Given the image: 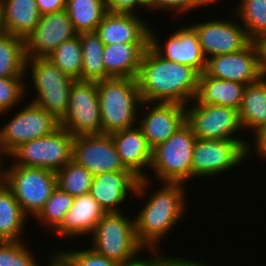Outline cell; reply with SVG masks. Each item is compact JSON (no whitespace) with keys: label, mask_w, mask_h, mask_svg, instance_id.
Masks as SVG:
<instances>
[{"label":"cell","mask_w":266,"mask_h":266,"mask_svg":"<svg viewBox=\"0 0 266 266\" xmlns=\"http://www.w3.org/2000/svg\"><path fill=\"white\" fill-rule=\"evenodd\" d=\"M234 10L252 42L266 38V0H241Z\"/></svg>","instance_id":"4dcf8cb0"},{"label":"cell","mask_w":266,"mask_h":266,"mask_svg":"<svg viewBox=\"0 0 266 266\" xmlns=\"http://www.w3.org/2000/svg\"><path fill=\"white\" fill-rule=\"evenodd\" d=\"M149 43H114L105 45L103 63L106 72L116 78L136 79L141 59Z\"/></svg>","instance_id":"603a6c76"},{"label":"cell","mask_w":266,"mask_h":266,"mask_svg":"<svg viewBox=\"0 0 266 266\" xmlns=\"http://www.w3.org/2000/svg\"><path fill=\"white\" fill-rule=\"evenodd\" d=\"M27 70H30L37 92L31 102L60 121L67 113L69 92L75 80L65 75L49 58H26Z\"/></svg>","instance_id":"8992f818"},{"label":"cell","mask_w":266,"mask_h":266,"mask_svg":"<svg viewBox=\"0 0 266 266\" xmlns=\"http://www.w3.org/2000/svg\"><path fill=\"white\" fill-rule=\"evenodd\" d=\"M36 2L41 16L62 11L66 7V0H36Z\"/></svg>","instance_id":"60d3db41"},{"label":"cell","mask_w":266,"mask_h":266,"mask_svg":"<svg viewBox=\"0 0 266 266\" xmlns=\"http://www.w3.org/2000/svg\"><path fill=\"white\" fill-rule=\"evenodd\" d=\"M74 136L60 126L49 135L19 145L8 157L13 165L59 171L72 160Z\"/></svg>","instance_id":"ba28073f"},{"label":"cell","mask_w":266,"mask_h":266,"mask_svg":"<svg viewBox=\"0 0 266 266\" xmlns=\"http://www.w3.org/2000/svg\"><path fill=\"white\" fill-rule=\"evenodd\" d=\"M60 127V121L33 102L18 111L0 129V148L8 156L19 145L51 134Z\"/></svg>","instance_id":"8fae6325"},{"label":"cell","mask_w":266,"mask_h":266,"mask_svg":"<svg viewBox=\"0 0 266 266\" xmlns=\"http://www.w3.org/2000/svg\"><path fill=\"white\" fill-rule=\"evenodd\" d=\"M24 39L4 33L0 36V77H25Z\"/></svg>","instance_id":"f546056e"},{"label":"cell","mask_w":266,"mask_h":266,"mask_svg":"<svg viewBox=\"0 0 266 266\" xmlns=\"http://www.w3.org/2000/svg\"><path fill=\"white\" fill-rule=\"evenodd\" d=\"M60 126L73 136L102 134L100 103L95 81L75 80L70 88L68 108Z\"/></svg>","instance_id":"30bf717a"},{"label":"cell","mask_w":266,"mask_h":266,"mask_svg":"<svg viewBox=\"0 0 266 266\" xmlns=\"http://www.w3.org/2000/svg\"><path fill=\"white\" fill-rule=\"evenodd\" d=\"M193 101L196 102L195 105H186V123L191 127L196 138L245 140L234 136L236 132L243 130L239 110L201 104L196 98Z\"/></svg>","instance_id":"4fadbf2b"},{"label":"cell","mask_w":266,"mask_h":266,"mask_svg":"<svg viewBox=\"0 0 266 266\" xmlns=\"http://www.w3.org/2000/svg\"><path fill=\"white\" fill-rule=\"evenodd\" d=\"M135 1L139 5V7L140 6L142 8L147 7L149 10H155L156 0H135Z\"/></svg>","instance_id":"f6af8a7d"},{"label":"cell","mask_w":266,"mask_h":266,"mask_svg":"<svg viewBox=\"0 0 266 266\" xmlns=\"http://www.w3.org/2000/svg\"><path fill=\"white\" fill-rule=\"evenodd\" d=\"M239 115L244 130L255 133L266 125V75L245 86Z\"/></svg>","instance_id":"484cf974"},{"label":"cell","mask_w":266,"mask_h":266,"mask_svg":"<svg viewBox=\"0 0 266 266\" xmlns=\"http://www.w3.org/2000/svg\"><path fill=\"white\" fill-rule=\"evenodd\" d=\"M147 178H139L132 171H114L93 176L90 194L106 213H121L118 208L129 192L143 198L150 187Z\"/></svg>","instance_id":"5bb4252c"},{"label":"cell","mask_w":266,"mask_h":266,"mask_svg":"<svg viewBox=\"0 0 266 266\" xmlns=\"http://www.w3.org/2000/svg\"><path fill=\"white\" fill-rule=\"evenodd\" d=\"M107 11L113 13H136L139 6L135 0H104Z\"/></svg>","instance_id":"ab89813d"},{"label":"cell","mask_w":266,"mask_h":266,"mask_svg":"<svg viewBox=\"0 0 266 266\" xmlns=\"http://www.w3.org/2000/svg\"><path fill=\"white\" fill-rule=\"evenodd\" d=\"M26 217L14 194L3 183L0 186V241H21Z\"/></svg>","instance_id":"4316f807"},{"label":"cell","mask_w":266,"mask_h":266,"mask_svg":"<svg viewBox=\"0 0 266 266\" xmlns=\"http://www.w3.org/2000/svg\"><path fill=\"white\" fill-rule=\"evenodd\" d=\"M191 127L185 123L165 142L152 149L151 167L157 180L183 183L192 178V154L196 141Z\"/></svg>","instance_id":"277c9868"},{"label":"cell","mask_w":266,"mask_h":266,"mask_svg":"<svg viewBox=\"0 0 266 266\" xmlns=\"http://www.w3.org/2000/svg\"><path fill=\"white\" fill-rule=\"evenodd\" d=\"M245 140L196 139L192 154V177L220 175L236 167L252 153Z\"/></svg>","instance_id":"9c48e42d"},{"label":"cell","mask_w":266,"mask_h":266,"mask_svg":"<svg viewBox=\"0 0 266 266\" xmlns=\"http://www.w3.org/2000/svg\"><path fill=\"white\" fill-rule=\"evenodd\" d=\"M200 5L196 0H156L155 10L157 9H171L176 13L188 12L192 9L198 8Z\"/></svg>","instance_id":"74e56055"},{"label":"cell","mask_w":266,"mask_h":266,"mask_svg":"<svg viewBox=\"0 0 266 266\" xmlns=\"http://www.w3.org/2000/svg\"><path fill=\"white\" fill-rule=\"evenodd\" d=\"M5 155L3 154V152L1 151V148H0V179H3V173H4V169H3V157H4ZM2 157V158H1Z\"/></svg>","instance_id":"c3c4849f"},{"label":"cell","mask_w":266,"mask_h":266,"mask_svg":"<svg viewBox=\"0 0 266 266\" xmlns=\"http://www.w3.org/2000/svg\"><path fill=\"white\" fill-rule=\"evenodd\" d=\"M0 7L6 32L23 39L41 18L36 0H0Z\"/></svg>","instance_id":"d4e9b609"},{"label":"cell","mask_w":266,"mask_h":266,"mask_svg":"<svg viewBox=\"0 0 266 266\" xmlns=\"http://www.w3.org/2000/svg\"><path fill=\"white\" fill-rule=\"evenodd\" d=\"M65 10L78 34L95 32L108 12L104 0H66Z\"/></svg>","instance_id":"f1b7e54d"},{"label":"cell","mask_w":266,"mask_h":266,"mask_svg":"<svg viewBox=\"0 0 266 266\" xmlns=\"http://www.w3.org/2000/svg\"><path fill=\"white\" fill-rule=\"evenodd\" d=\"M136 80L144 102L189 105L198 93L199 73L190 66L163 59L148 47Z\"/></svg>","instance_id":"6da1fadb"},{"label":"cell","mask_w":266,"mask_h":266,"mask_svg":"<svg viewBox=\"0 0 266 266\" xmlns=\"http://www.w3.org/2000/svg\"><path fill=\"white\" fill-rule=\"evenodd\" d=\"M155 30L149 29V47L163 59L194 68L199 74L206 68V59L199 44L198 34L191 25L174 32L163 47ZM159 40V41H158ZM164 49V50H163Z\"/></svg>","instance_id":"ac0fdd59"},{"label":"cell","mask_w":266,"mask_h":266,"mask_svg":"<svg viewBox=\"0 0 266 266\" xmlns=\"http://www.w3.org/2000/svg\"><path fill=\"white\" fill-rule=\"evenodd\" d=\"M22 241H0V266H39Z\"/></svg>","instance_id":"e575fe53"},{"label":"cell","mask_w":266,"mask_h":266,"mask_svg":"<svg viewBox=\"0 0 266 266\" xmlns=\"http://www.w3.org/2000/svg\"><path fill=\"white\" fill-rule=\"evenodd\" d=\"M48 261V266H74L73 263L59 250L54 251Z\"/></svg>","instance_id":"ee69618b"},{"label":"cell","mask_w":266,"mask_h":266,"mask_svg":"<svg viewBox=\"0 0 266 266\" xmlns=\"http://www.w3.org/2000/svg\"><path fill=\"white\" fill-rule=\"evenodd\" d=\"M148 105L153 108L148 107L150 111L147 109L143 119L137 121L148 145L153 149L186 123V105L142 101L140 106L146 108Z\"/></svg>","instance_id":"d6986e66"},{"label":"cell","mask_w":266,"mask_h":266,"mask_svg":"<svg viewBox=\"0 0 266 266\" xmlns=\"http://www.w3.org/2000/svg\"><path fill=\"white\" fill-rule=\"evenodd\" d=\"M72 160L92 175L128 170L121 161L109 134L74 136Z\"/></svg>","instance_id":"9a60e30c"},{"label":"cell","mask_w":266,"mask_h":266,"mask_svg":"<svg viewBox=\"0 0 266 266\" xmlns=\"http://www.w3.org/2000/svg\"><path fill=\"white\" fill-rule=\"evenodd\" d=\"M74 198L57 186L35 219L42 225L49 226V229L54 232L63 222L65 214L73 205Z\"/></svg>","instance_id":"836d02e7"},{"label":"cell","mask_w":266,"mask_h":266,"mask_svg":"<svg viewBox=\"0 0 266 266\" xmlns=\"http://www.w3.org/2000/svg\"><path fill=\"white\" fill-rule=\"evenodd\" d=\"M82 47V81H100L112 78L104 67V43L96 32L79 33Z\"/></svg>","instance_id":"83f0119b"},{"label":"cell","mask_w":266,"mask_h":266,"mask_svg":"<svg viewBox=\"0 0 266 266\" xmlns=\"http://www.w3.org/2000/svg\"><path fill=\"white\" fill-rule=\"evenodd\" d=\"M78 35L66 10L42 15L24 38L26 58H47L61 43Z\"/></svg>","instance_id":"2e32d148"},{"label":"cell","mask_w":266,"mask_h":266,"mask_svg":"<svg viewBox=\"0 0 266 266\" xmlns=\"http://www.w3.org/2000/svg\"><path fill=\"white\" fill-rule=\"evenodd\" d=\"M110 135L124 166L139 178H149L144 168L151 167L152 148L148 145L142 129L134 126Z\"/></svg>","instance_id":"7402d4cb"},{"label":"cell","mask_w":266,"mask_h":266,"mask_svg":"<svg viewBox=\"0 0 266 266\" xmlns=\"http://www.w3.org/2000/svg\"><path fill=\"white\" fill-rule=\"evenodd\" d=\"M23 80L25 77H0V114L11 111L25 96Z\"/></svg>","instance_id":"d590c367"},{"label":"cell","mask_w":266,"mask_h":266,"mask_svg":"<svg viewBox=\"0 0 266 266\" xmlns=\"http://www.w3.org/2000/svg\"><path fill=\"white\" fill-rule=\"evenodd\" d=\"M61 252L73 263L74 266H120L119 263L96 253L92 248L85 250H70Z\"/></svg>","instance_id":"8d00e7d4"},{"label":"cell","mask_w":266,"mask_h":266,"mask_svg":"<svg viewBox=\"0 0 266 266\" xmlns=\"http://www.w3.org/2000/svg\"><path fill=\"white\" fill-rule=\"evenodd\" d=\"M47 58L65 75L82 81V47L79 34L61 43Z\"/></svg>","instance_id":"1f68e13d"},{"label":"cell","mask_w":266,"mask_h":266,"mask_svg":"<svg viewBox=\"0 0 266 266\" xmlns=\"http://www.w3.org/2000/svg\"><path fill=\"white\" fill-rule=\"evenodd\" d=\"M245 86L239 82L209 77L203 72L199 74L196 99L201 104L240 110Z\"/></svg>","instance_id":"cb8c5ba5"},{"label":"cell","mask_w":266,"mask_h":266,"mask_svg":"<svg viewBox=\"0 0 266 266\" xmlns=\"http://www.w3.org/2000/svg\"><path fill=\"white\" fill-rule=\"evenodd\" d=\"M102 133L132 128L137 125L141 96L133 78H109L97 81Z\"/></svg>","instance_id":"3957f363"},{"label":"cell","mask_w":266,"mask_h":266,"mask_svg":"<svg viewBox=\"0 0 266 266\" xmlns=\"http://www.w3.org/2000/svg\"><path fill=\"white\" fill-rule=\"evenodd\" d=\"M4 33H6V29L4 26V21H3V17H2V10L0 7V36L3 35Z\"/></svg>","instance_id":"7dc6e473"},{"label":"cell","mask_w":266,"mask_h":266,"mask_svg":"<svg viewBox=\"0 0 266 266\" xmlns=\"http://www.w3.org/2000/svg\"><path fill=\"white\" fill-rule=\"evenodd\" d=\"M153 194L135 216L136 237L144 248H158L186 211L183 183L163 182Z\"/></svg>","instance_id":"7a4b0ae2"},{"label":"cell","mask_w":266,"mask_h":266,"mask_svg":"<svg viewBox=\"0 0 266 266\" xmlns=\"http://www.w3.org/2000/svg\"><path fill=\"white\" fill-rule=\"evenodd\" d=\"M57 186L71 196H80L90 193L93 175L85 167L75 161H69L56 172Z\"/></svg>","instance_id":"d6a6232c"},{"label":"cell","mask_w":266,"mask_h":266,"mask_svg":"<svg viewBox=\"0 0 266 266\" xmlns=\"http://www.w3.org/2000/svg\"><path fill=\"white\" fill-rule=\"evenodd\" d=\"M254 136L256 139V154H258V156L260 155V157L266 158V125L255 132Z\"/></svg>","instance_id":"7bdbcfd3"},{"label":"cell","mask_w":266,"mask_h":266,"mask_svg":"<svg viewBox=\"0 0 266 266\" xmlns=\"http://www.w3.org/2000/svg\"><path fill=\"white\" fill-rule=\"evenodd\" d=\"M217 0H196V2L200 5V6H206L210 3H213L216 2Z\"/></svg>","instance_id":"681fc988"},{"label":"cell","mask_w":266,"mask_h":266,"mask_svg":"<svg viewBox=\"0 0 266 266\" xmlns=\"http://www.w3.org/2000/svg\"><path fill=\"white\" fill-rule=\"evenodd\" d=\"M204 73L209 77L245 85L258 82L266 75L261 44L251 42L243 50L208 58Z\"/></svg>","instance_id":"7c38bea8"},{"label":"cell","mask_w":266,"mask_h":266,"mask_svg":"<svg viewBox=\"0 0 266 266\" xmlns=\"http://www.w3.org/2000/svg\"><path fill=\"white\" fill-rule=\"evenodd\" d=\"M262 47L263 67L266 72V38L260 42Z\"/></svg>","instance_id":"bcb514c9"},{"label":"cell","mask_w":266,"mask_h":266,"mask_svg":"<svg viewBox=\"0 0 266 266\" xmlns=\"http://www.w3.org/2000/svg\"><path fill=\"white\" fill-rule=\"evenodd\" d=\"M3 183L14 194L22 212L35 217L57 187L56 172L13 165L4 169Z\"/></svg>","instance_id":"5b68a950"},{"label":"cell","mask_w":266,"mask_h":266,"mask_svg":"<svg viewBox=\"0 0 266 266\" xmlns=\"http://www.w3.org/2000/svg\"><path fill=\"white\" fill-rule=\"evenodd\" d=\"M91 236V248L119 264L147 249L136 237L135 218H126L122 212L106 213L97 223Z\"/></svg>","instance_id":"52a82bcc"},{"label":"cell","mask_w":266,"mask_h":266,"mask_svg":"<svg viewBox=\"0 0 266 266\" xmlns=\"http://www.w3.org/2000/svg\"><path fill=\"white\" fill-rule=\"evenodd\" d=\"M3 184V179H0V186Z\"/></svg>","instance_id":"f907efd6"},{"label":"cell","mask_w":266,"mask_h":266,"mask_svg":"<svg viewBox=\"0 0 266 266\" xmlns=\"http://www.w3.org/2000/svg\"><path fill=\"white\" fill-rule=\"evenodd\" d=\"M153 253V256L149 259L141 258L137 254L130 259H127L125 262L120 264V266H163V254L162 256L156 254L158 249L156 248H148V251ZM139 257V258H137Z\"/></svg>","instance_id":"f35d334b"},{"label":"cell","mask_w":266,"mask_h":266,"mask_svg":"<svg viewBox=\"0 0 266 266\" xmlns=\"http://www.w3.org/2000/svg\"><path fill=\"white\" fill-rule=\"evenodd\" d=\"M191 26L198 34L199 44L206 60L216 55L243 50L252 42L244 27L234 20L218 19Z\"/></svg>","instance_id":"e0dca14e"},{"label":"cell","mask_w":266,"mask_h":266,"mask_svg":"<svg viewBox=\"0 0 266 266\" xmlns=\"http://www.w3.org/2000/svg\"><path fill=\"white\" fill-rule=\"evenodd\" d=\"M163 266H207L206 264L199 262L198 260H187V258H179V257H168L163 255Z\"/></svg>","instance_id":"b9f144b4"},{"label":"cell","mask_w":266,"mask_h":266,"mask_svg":"<svg viewBox=\"0 0 266 266\" xmlns=\"http://www.w3.org/2000/svg\"><path fill=\"white\" fill-rule=\"evenodd\" d=\"M105 214V210L90 193L76 196L63 222L53 233L71 240L85 234L90 235Z\"/></svg>","instance_id":"44dd1931"},{"label":"cell","mask_w":266,"mask_h":266,"mask_svg":"<svg viewBox=\"0 0 266 266\" xmlns=\"http://www.w3.org/2000/svg\"><path fill=\"white\" fill-rule=\"evenodd\" d=\"M137 13L107 12L96 29L104 45L149 43V25ZM143 20V21H142Z\"/></svg>","instance_id":"ffe728a7"}]
</instances>
